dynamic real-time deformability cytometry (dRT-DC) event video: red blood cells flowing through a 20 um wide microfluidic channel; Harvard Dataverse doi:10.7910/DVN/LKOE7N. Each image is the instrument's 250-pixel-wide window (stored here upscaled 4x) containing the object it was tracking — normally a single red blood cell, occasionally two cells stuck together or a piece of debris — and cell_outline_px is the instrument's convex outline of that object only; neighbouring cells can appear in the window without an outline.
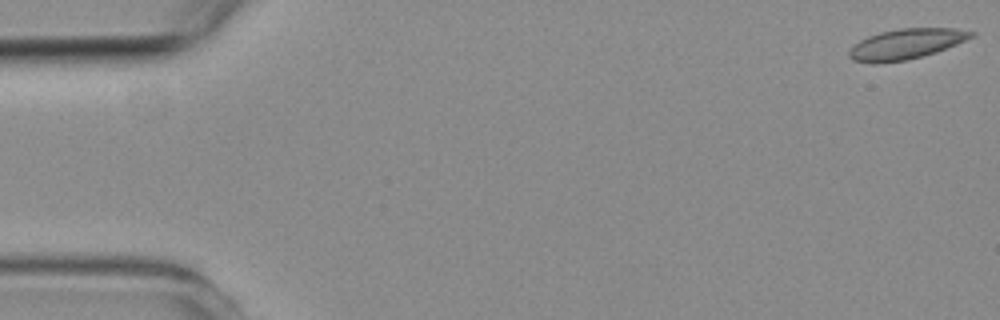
{"species": "common noctule bat (a hibernating species)", "species_latin": "Nyctalus noctula", "temperature_condition": "room temperature", "stored_images_in_passage": 4, "camera_frame_rate_fps": 3000, "um_per_image_px": 0.085, "animal": {"sex": "female", "body_mass_g": 19.3, "forearm_length_mm": 54.1}, "frame": {"image": 1, "passage_image": 1, "time_ms": 0.0, "image_size_px": [1000, 320], "cell_outline_px": [[976, 36], [936, 52], [908, 60], [876, 64], [872, 64], [852, 60], [848, 56], [848, 52], [860, 40], [868, 36], [880, 32], [900, 28], [956, 28], [976, 32]], "centroid_in_image_um": [77.03, 3.75], "position_along_channel_um": 8.0, "area_um2": 21.73}}
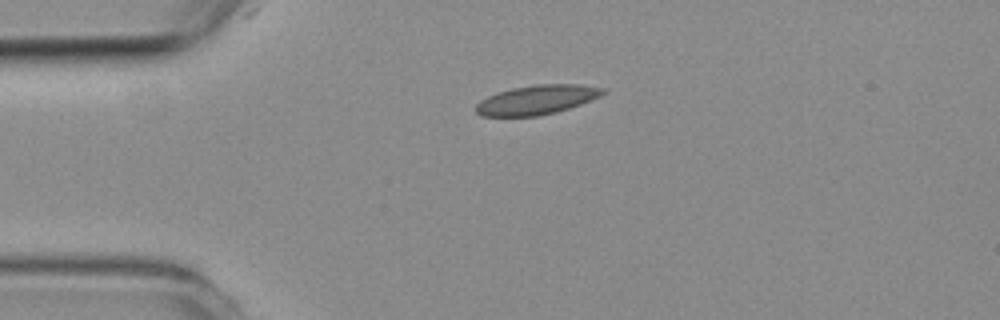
{"frame": {"image": 2, "passage_image": 4, "time_ms": 3.667, "image_size_px": [1000, 320], "cell_outline_px": [[608, 92], [600, 96], [580, 104], [556, 112], [536, 116], [480, 116], [476, 112], [476, 104], [480, 100], [488, 96], [512, 88], [536, 84], [580, 84], [604, 88]], "centroid_in_image_um": [45.64, 8.48], "position_along_channel_um": 39.4, "area_um2": 21.62}}